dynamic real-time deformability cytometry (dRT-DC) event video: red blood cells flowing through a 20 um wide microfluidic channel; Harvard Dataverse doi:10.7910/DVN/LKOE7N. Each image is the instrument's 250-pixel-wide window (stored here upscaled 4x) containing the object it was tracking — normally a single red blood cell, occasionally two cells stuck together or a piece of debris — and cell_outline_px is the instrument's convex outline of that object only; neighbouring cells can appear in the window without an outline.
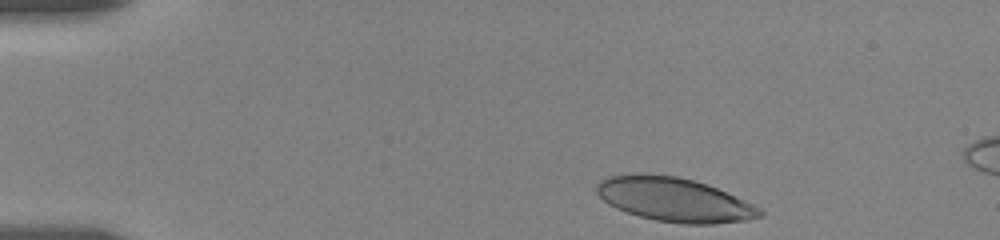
{"species": "human", "species_latin": "Homo sapiens", "temperature_condition": "room temperature", "stored_images_in_passage": 31, "camera_frame_rate_fps": 3000, "um_per_image_px": 0.085, "donor": {"sex": "female"}, "frame": {"image": 1, "passage_image": 1, "time_ms": 0.0, "image_size_px": [1000, 240], "cell_outline_px": [[764, 216], [748, 220], [712, 224], [684, 224], [656, 220], [640, 216], [616, 208], [608, 204], [596, 192], [596, 184], [600, 180], [608, 176], [676, 176], [692, 180], [716, 188], [744, 200], [760, 208], [764, 212]], "centroid_in_image_um": [57.36, 17.01], "position_along_channel_um": 27.6, "area_um2": 40.81}}
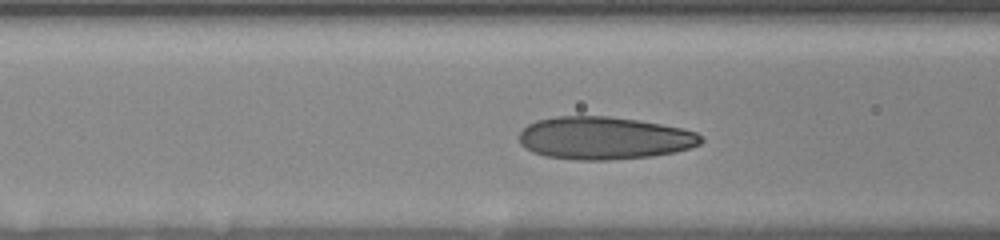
{"frame": {"image": 2, "passage_image": 23, "time_ms": 4.667, "image_size_px": [1000, 240], "cell_outline_px": [[704, 140], [700, 144], [692, 148], [676, 152], [652, 156], [612, 160], [576, 160], [544, 156], [532, 152], [524, 148], [520, 144], [520, 132], [528, 124], [536, 120], [552, 116], [608, 116], [640, 120], [680, 128], [696, 132], [704, 136]], "centroid_in_image_um": [51.36, 11.74], "position_along_channel_um": 115.2, "area_um2": 45.72}}
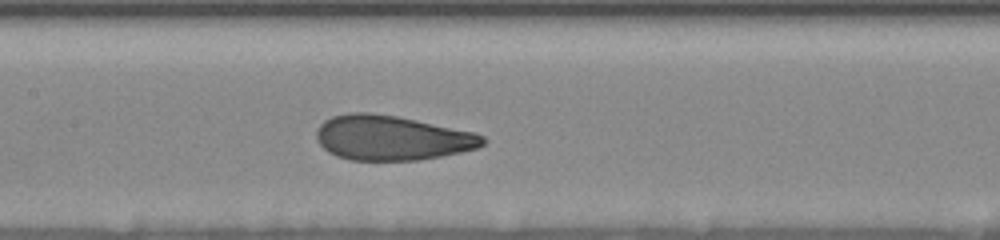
{"frame": {"image": 3, "passage_image": 31, "time_ms": 6.333, "image_size_px": [1000, 240], "cell_outline_px": [[488, 140], [484, 144], [476, 148], [460, 152], [420, 160], [348, 160], [336, 156], [328, 152], [316, 140], [316, 132], [320, 124], [324, 120], [332, 116], [348, 112], [368, 112], [396, 116], [416, 120], [472, 132], [484, 136]], "centroid_in_image_um": [33.26, 11.72], "position_along_channel_um": 174.1, "area_um2": 43.35}}